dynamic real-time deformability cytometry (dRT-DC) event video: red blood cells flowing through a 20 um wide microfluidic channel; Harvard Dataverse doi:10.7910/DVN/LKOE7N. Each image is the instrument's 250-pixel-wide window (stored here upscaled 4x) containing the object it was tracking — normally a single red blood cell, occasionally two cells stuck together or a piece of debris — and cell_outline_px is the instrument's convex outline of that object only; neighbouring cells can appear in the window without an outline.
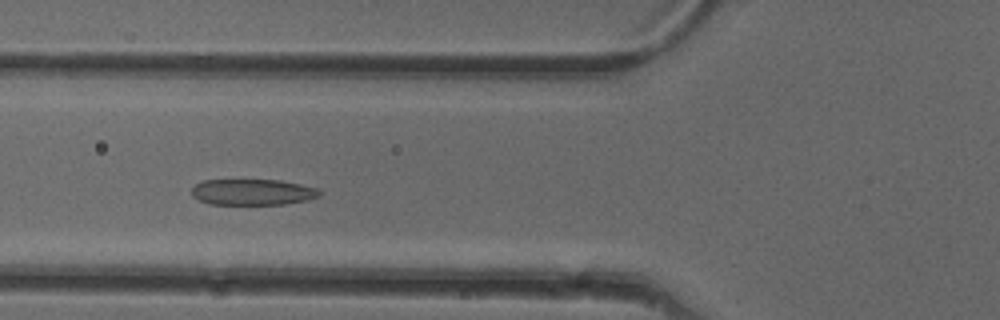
{"species": "common noctule bat (a hibernating species)", "species_latin": "Nyctalus noctula", "temperature_condition": "cold", "stored_images_in_passage": 47, "camera_frame_rate_fps": 3000, "um_per_image_px": 0.085, "animal": {"sex": "female"}, "frame": {"image": 1, "passage_image": 15, "time_ms": 4.667, "image_size_px": [1000, 320], "cell_outline_px": [[324, 192], [320, 196], [308, 200], [284, 204], [208, 204], [192, 196], [192, 184], [204, 180], [280, 180], [300, 184], [316, 188]], "centroid_in_image_um": [21.47, 16.32], "position_along_channel_um": 104.3, "area_um2": 19.54}}
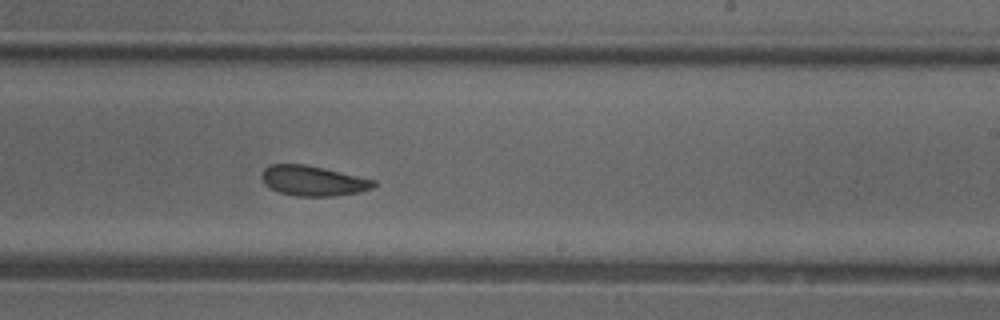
{"frame": {"image": 2, "passage_image": 27, "time_ms": 8.667, "image_size_px": [1000, 320], "cell_outline_px": [[376, 184], [372, 188], [360, 192], [332, 196], [296, 196], [280, 192], [264, 184], [260, 176], [264, 168], [272, 164], [304, 164], [324, 168], [376, 180]], "centroid_in_image_um": [26.6, 15.36], "position_along_channel_um": 262.4, "area_um2": 19.59}}
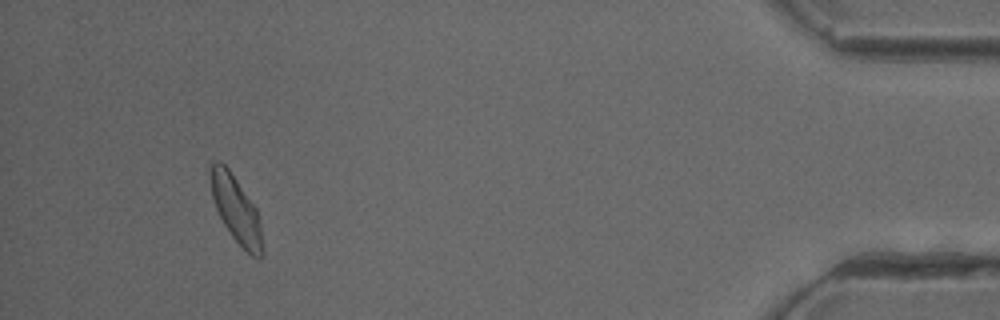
{"frame": {"image": 3, "passage_image": 44, "time_ms": 14.333, "image_size_px": [1000, 320], "cell_outline_px": [[264, 256], [252, 256], [232, 236], [224, 224], [216, 208], [212, 196], [212, 164], [216, 160], [220, 160], [228, 168], [256, 208], [260, 220], [264, 252]], "centroid_in_image_um": [20.11, 17.84], "position_along_channel_um": 415.1, "area_um2": 19.54}, "authors_computed_cell_mechanics": {"area_um2": 20.23, "velocity_mm_per_s": 3.9467, "shape_relaxation_time_tau1_ms": 4.3843, "shape_relaxation_time_tau2_ms": 2.5844, "deformation_change_tau1": 0.113, "deformation_change_tau2": 0.0753}}